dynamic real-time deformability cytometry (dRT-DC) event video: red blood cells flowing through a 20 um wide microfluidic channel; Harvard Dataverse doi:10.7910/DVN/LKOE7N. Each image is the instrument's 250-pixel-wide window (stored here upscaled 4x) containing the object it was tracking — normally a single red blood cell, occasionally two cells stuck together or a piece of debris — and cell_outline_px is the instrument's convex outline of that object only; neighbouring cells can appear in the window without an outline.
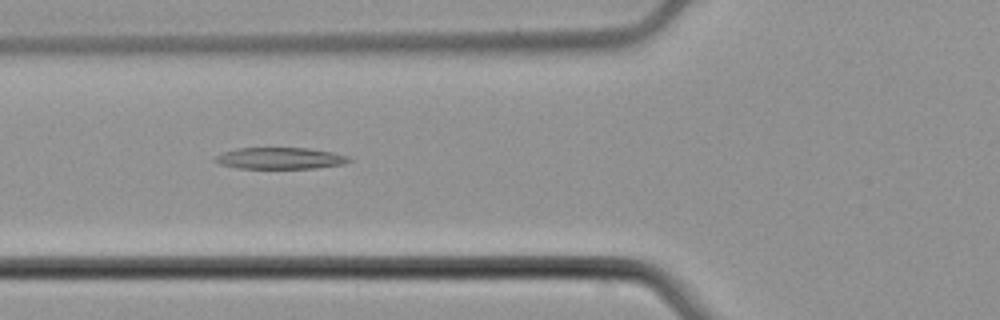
{"species": "common noctule bat (a hibernating species)", "species_latin": "Nyctalus noctula", "temperature_condition": "cold", "stored_images_in_passage": 37, "camera_frame_rate_fps": 3000, "um_per_image_px": 0.085, "animal": {"sex": "male", "body_mass_g": 21.5, "forearm_length_mm": 52.0}, "frame": {"image": 1, "passage_image": 3, "time_ms": 0.667, "image_size_px": [1000, 320], "cell_outline_px": [[352, 160], [344, 164], [316, 168], [236, 168], [220, 164], [212, 160], [216, 156], [224, 152], [236, 148], [308, 148], [332, 152], [348, 156]], "centroid_in_image_um": [23.8, 13.45], "position_along_channel_um": 102.0, "area_um2": 16.76}}
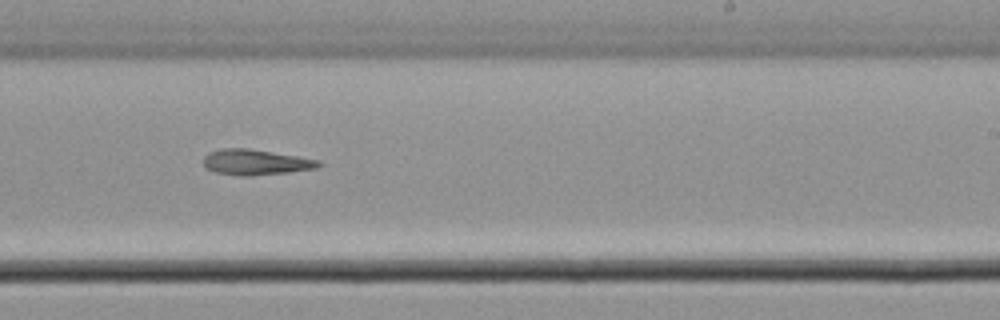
{"frame": {"image": 2, "passage_image": 16, "time_ms": 5.0, "image_size_px": [1000, 320], "cell_outline_px": [[324, 164], [316, 168], [288, 172], [252, 176], [240, 176], [216, 172], [204, 168], [204, 156], [208, 152], [224, 148], [248, 148], [320, 160]], "centroid_in_image_um": [21.72, 13.79], "position_along_channel_um": 267.3, "area_um2": 17.17}}
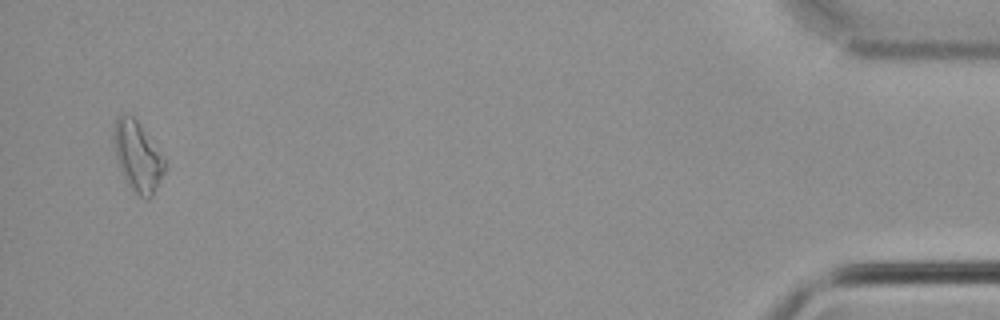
{"frame": {"image": 3, "passage_image": 35, "time_ms": 11.333, "image_size_px": [1000, 320], "cell_outline_px": [[168, 164], [152, 196], [148, 200], [140, 196], [128, 184], [120, 168], [116, 156], [112, 140], [112, 132], [116, 116], [124, 112], [132, 116], [136, 120]], "centroid_in_image_um": [11.67, 13.26], "position_along_channel_um": 423.5, "area_um2": 20.58}}